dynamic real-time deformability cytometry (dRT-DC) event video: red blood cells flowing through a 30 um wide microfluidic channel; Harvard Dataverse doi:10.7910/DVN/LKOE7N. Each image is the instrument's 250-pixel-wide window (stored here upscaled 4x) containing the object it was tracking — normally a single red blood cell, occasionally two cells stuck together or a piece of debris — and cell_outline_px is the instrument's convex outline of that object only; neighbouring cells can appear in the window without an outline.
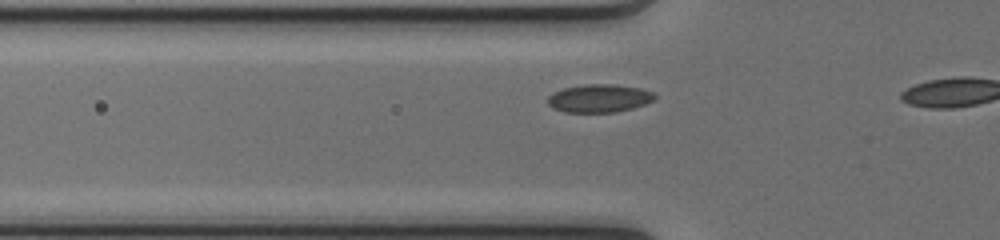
{"species": "common noctule bat (a hibernating species)", "species_latin": "Nyctalus noctula", "temperature_condition": "cold", "stored_images_in_passage": 12, "camera_frame_rate_fps": 3000, "um_per_image_px": 0.085, "animal": {"sex": "female", "body_mass_g": 17.0, "forearm_length_mm": 48.0}, "frame": {"image": 1, "passage_image": 10, "time_ms": 3.0, "image_size_px": [1000, 240], "cell_outline_px": [[656, 100], [632, 108], [616, 112], [564, 112], [552, 108], [548, 104], [548, 96], [552, 92], [564, 88], [584, 84], [608, 84], [640, 88], [652, 92], [656, 96]], "centroid_in_image_um": [50.91, 8.36], "position_along_channel_um": 74.9, "area_um2": 17.51}}